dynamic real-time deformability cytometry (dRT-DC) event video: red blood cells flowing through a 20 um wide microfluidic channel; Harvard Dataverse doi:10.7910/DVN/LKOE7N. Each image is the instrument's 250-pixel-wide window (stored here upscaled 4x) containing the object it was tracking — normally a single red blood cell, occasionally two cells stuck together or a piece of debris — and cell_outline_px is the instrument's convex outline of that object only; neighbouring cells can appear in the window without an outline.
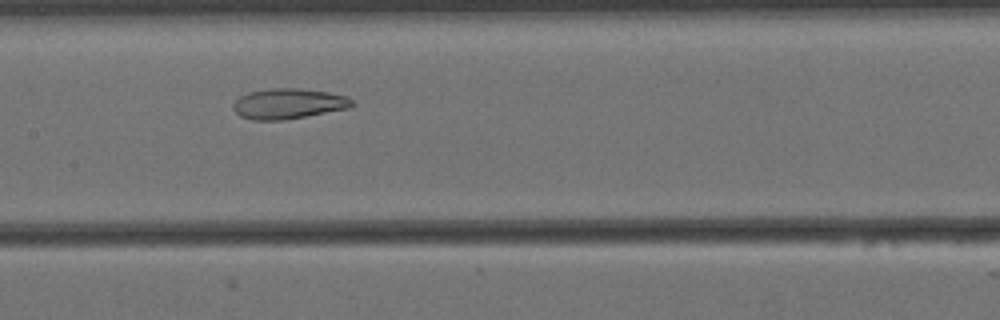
{"species": "Egyptian fruit bat (a non-hibernating species)", "species_latin": "Rousettus aegyptiacus", "temperature_condition": "cold", "stored_images_in_passage": 50, "camera_frame_rate_fps": 3000, "um_per_image_px": 0.085, "animal": {"sex": "female"}, "frame": {"image": 1, "passage_image": 19, "time_ms": 6.0, "image_size_px": [1000, 320], "cell_outline_px": [[356, 104], [352, 108], [284, 120], [252, 120], [240, 116], [232, 108], [232, 104], [240, 96], [248, 92], [268, 88], [300, 88], [328, 92], [348, 96]], "centroid_in_image_um": [24.54, 8.81], "position_along_channel_um": 182.9, "area_um2": 21.39}}
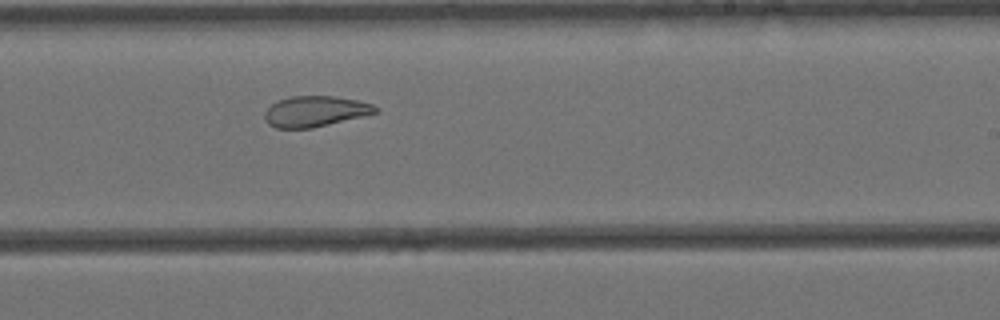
{"frame": {"image": 2, "passage_image": 26, "time_ms": 8.333, "image_size_px": [1000, 320], "cell_outline_px": [[380, 112], [312, 128], [276, 128], [268, 124], [264, 120], [264, 112], [272, 104], [280, 100], [292, 96], [336, 96], [360, 100], [372, 104], [380, 108]], "centroid_in_image_um": [26.83, 9.46], "position_along_channel_um": 262.2, "area_um2": 19.94}}
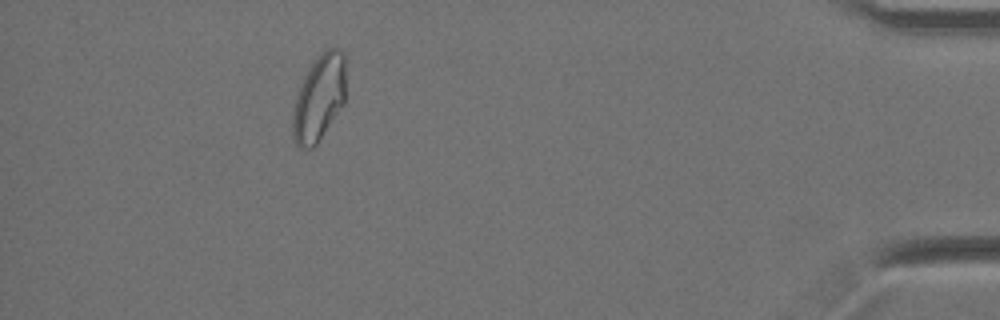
{"frame": {"image": 3, "passage_image": 44, "time_ms": 14.333, "image_size_px": [1000, 320], "cell_outline_px": [[344, 104], [316, 144], [312, 148], [300, 148], [296, 144], [292, 136], [292, 116], [296, 96], [312, 60], [320, 52], [328, 48], [336, 48], [344, 52]], "centroid_in_image_um": [27.1, 8.31], "position_along_channel_um": 408.1, "area_um2": 26.53}, "authors_computed_cell_mechanics": {"area_um2": 24.6228, "velocity_mm_per_s": 3.4284, "shape_relaxation_time_tau1_ms": null, "shape_relaxation_time_tau2_ms": 3.0569, "deformation_change_tau1": null, "deformation_change_tau2": 0.0959}}